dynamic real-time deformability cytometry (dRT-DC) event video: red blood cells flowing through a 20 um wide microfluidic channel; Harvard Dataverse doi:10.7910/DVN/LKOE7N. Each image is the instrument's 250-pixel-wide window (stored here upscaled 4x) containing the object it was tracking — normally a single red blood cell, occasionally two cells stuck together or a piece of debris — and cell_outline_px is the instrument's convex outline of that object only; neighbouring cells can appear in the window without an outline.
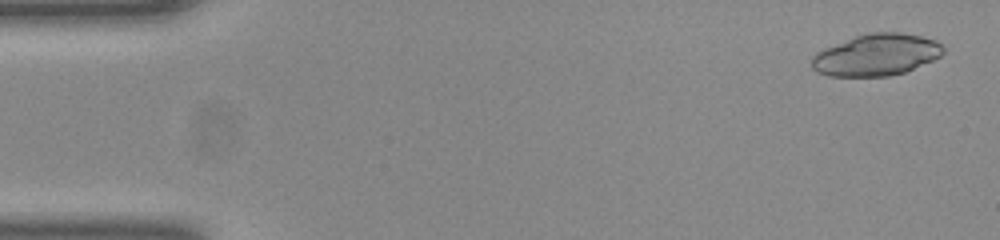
{"species": "common noctule bat (a hibernating species)", "species_latin": "Nyctalus noctula", "temperature_condition": "room temperature", "stored_images_in_passage": 50, "camera_frame_rate_fps": 3000, "um_per_image_px": 0.085, "animal": {"sex": "female", "body_mass_g": 23.0, "forearm_length_mm": 53.4}, "frame": {"image": 1, "passage_image": 1, "time_ms": 0.0, "image_size_px": [1000, 240], "cell_outline_px": [[944, 52], [940, 56], [932, 60], [904, 72], [888, 76], [828, 76], [816, 72], [812, 68], [812, 56], [816, 52], [824, 48], [856, 36], [868, 32], [900, 32], [920, 36], [936, 40], [944, 48]], "centroid_in_image_um": [74.47, 4.66], "position_along_channel_um": 10.5, "area_um2": 31.85}}